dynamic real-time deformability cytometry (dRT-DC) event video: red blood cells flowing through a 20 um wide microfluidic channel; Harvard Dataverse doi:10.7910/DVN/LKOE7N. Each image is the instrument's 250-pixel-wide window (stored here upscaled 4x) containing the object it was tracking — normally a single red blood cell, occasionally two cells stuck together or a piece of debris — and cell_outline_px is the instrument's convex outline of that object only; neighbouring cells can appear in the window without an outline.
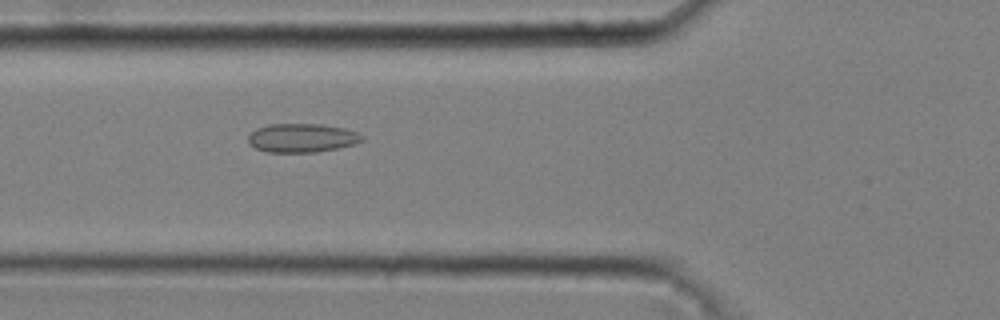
{"species": "common noctule bat (a hibernating species)", "species_latin": "Nyctalus noctula", "temperature_condition": "cold", "stored_images_in_passage": 49, "camera_frame_rate_fps": 3000, "um_per_image_px": 0.085, "animal": {"sex": "male", "body_mass_g": 20.4}, "frame": {"image": 1, "passage_image": 20, "time_ms": 6.333, "image_size_px": [1000, 320], "cell_outline_px": [[364, 140], [356, 144], [316, 152], [268, 152], [256, 148], [248, 140], [248, 136], [256, 128], [268, 124], [320, 124], [344, 128], [356, 132], [364, 136]], "centroid_in_image_um": [25.69, 11.72], "position_along_channel_um": 100.1, "area_um2": 19.02}}
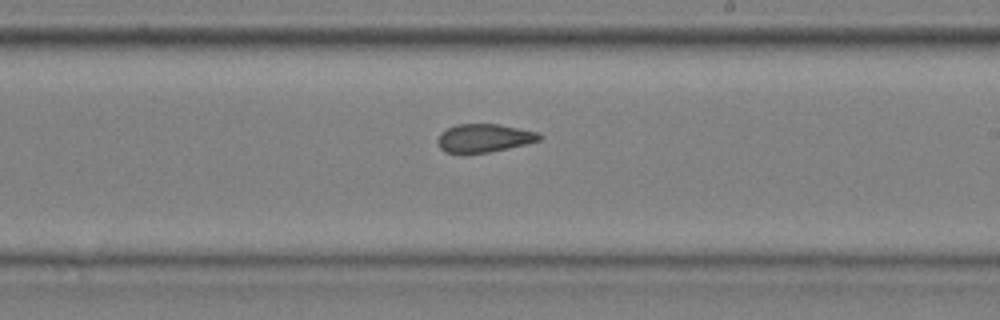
{"frame": {"image": 2, "passage_image": 32, "time_ms": 10.333, "image_size_px": [1000, 320], "cell_outline_px": [[544, 136], [540, 140], [508, 148], [488, 152], [444, 152], [440, 148], [436, 140], [440, 132], [456, 124], [500, 124], [540, 132]], "centroid_in_image_um": [41.16, 11.71], "position_along_channel_um": 247.8, "area_um2": 16.76}}
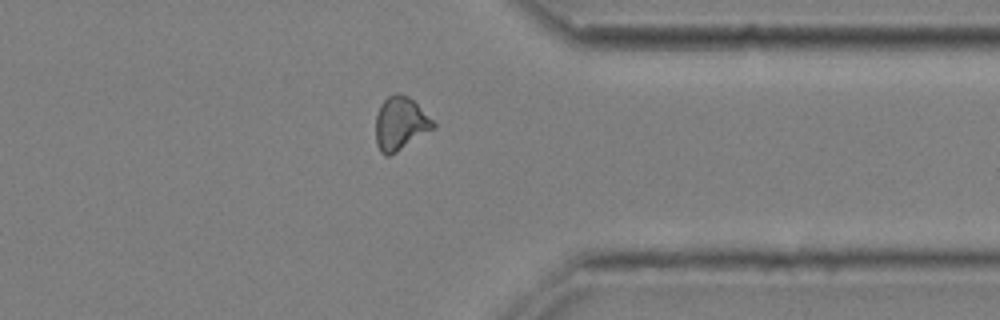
{"frame": {"image": 3, "passage_image": 43, "time_ms": 14.0, "image_size_px": [1000, 320], "cell_outline_px": [[436, 128], [396, 152], [388, 156], [384, 156], [380, 152], [376, 144], [376, 116], [380, 104], [388, 96], [396, 92], [400, 92], [408, 96], [436, 124]], "centroid_in_image_um": [34.01, 10.51], "position_along_channel_um": 377.4, "area_um2": 17.86}, "authors_computed_cell_mechanics": {"area_um2": 17.9758, "velocity_mm_per_s": 3.6951, "shape_relaxation_time_tau1_ms": null, "shape_relaxation_time_tau2_ms": 3.2549, "deformation_change_tau1": null, "deformation_change_tau2": 0.0892}}